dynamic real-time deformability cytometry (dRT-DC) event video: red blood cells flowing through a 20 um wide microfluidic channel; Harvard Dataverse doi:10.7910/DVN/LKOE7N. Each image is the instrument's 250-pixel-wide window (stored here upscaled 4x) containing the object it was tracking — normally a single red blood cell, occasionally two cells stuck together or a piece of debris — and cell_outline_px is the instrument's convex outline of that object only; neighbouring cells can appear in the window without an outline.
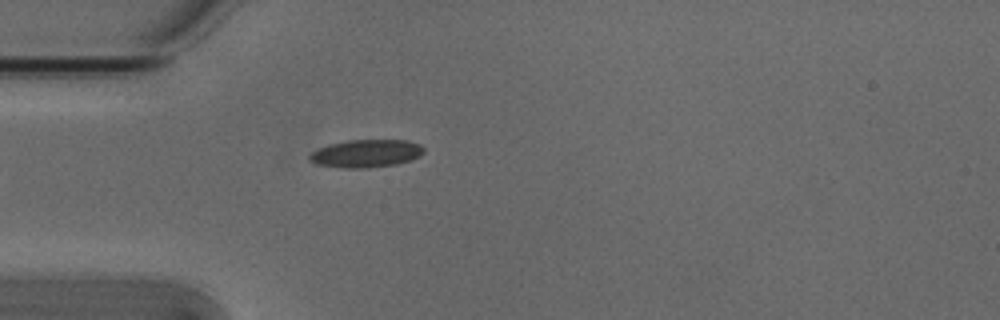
{"species": "Egyptian fruit bat (a non-hibernating species)", "species_latin": "Rousettus aegyptiacus", "temperature_condition": "cold", "stored_images_in_passage": 2, "camera_frame_rate_fps": 3000, "um_per_image_px": 0.085, "animal": {"sex": "male"}, "frame": {"image": 1, "passage_image": 2, "time_ms": 0.333, "image_size_px": [1000, 320], "cell_outline_px": [[424, 152], [420, 156], [412, 160], [396, 164], [364, 168], [344, 168], [316, 164], [308, 156], [312, 152], [328, 144], [348, 140], [408, 140], [420, 144], [424, 148]], "centroid_in_image_um": [31.16, 13.04], "position_along_channel_um": 53.8, "area_um2": 18.5}}